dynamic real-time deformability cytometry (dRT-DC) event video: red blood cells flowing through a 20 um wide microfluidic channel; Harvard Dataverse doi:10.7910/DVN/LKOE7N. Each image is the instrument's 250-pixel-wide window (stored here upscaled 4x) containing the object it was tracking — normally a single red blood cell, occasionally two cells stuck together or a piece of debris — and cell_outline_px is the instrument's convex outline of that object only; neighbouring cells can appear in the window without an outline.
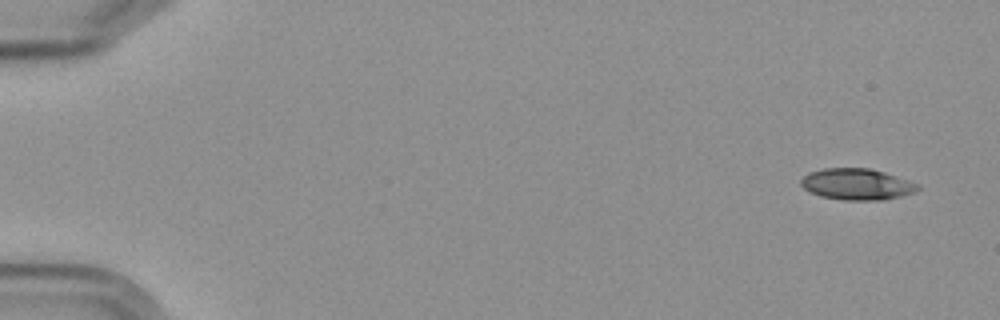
{"species": "Egyptian fruit bat (a non-hibernating species)", "species_latin": "Rousettus aegyptiacus", "temperature_condition": "cold", "stored_images_in_passage": 5, "camera_frame_rate_fps": 3000, "um_per_image_px": 0.085, "frame": {"image": 1, "passage_image": 1, "time_ms": 0.0, "image_size_px": [1000, 320], "cell_outline_px": [[920, 188], [916, 192], [884, 200], [844, 200], [820, 196], [804, 188], [800, 184], [800, 180], [808, 172], [824, 168], [868, 168], [884, 172], [920, 184]], "centroid_in_image_um": [72.84, 15.66], "position_along_channel_um": 12.2, "area_um2": 21.33}}
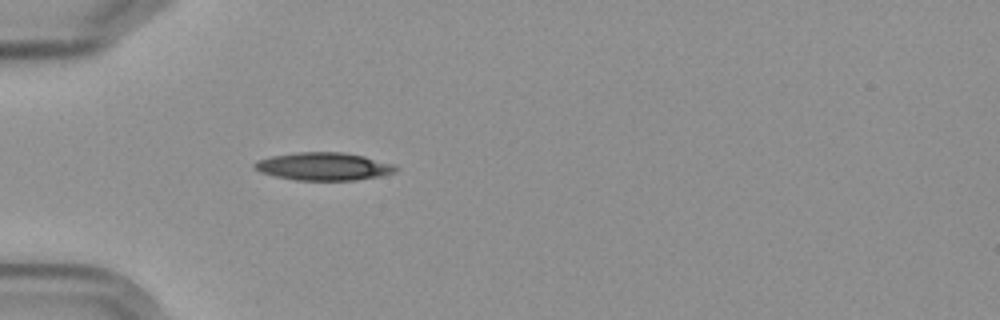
{"frame": {"image": 2, "passage_image": 5, "time_ms": 5.0, "image_size_px": [1000, 320], "cell_outline_px": [[400, 168], [396, 172], [380, 176], [356, 180], [296, 180], [276, 176], [260, 172], [252, 168], [252, 164], [256, 160], [272, 156], [296, 152], [344, 152], [364, 156], [392, 164]], "centroid_in_image_um": [27.49, 14.14], "position_along_channel_um": 57.5, "area_um2": 23.0}}